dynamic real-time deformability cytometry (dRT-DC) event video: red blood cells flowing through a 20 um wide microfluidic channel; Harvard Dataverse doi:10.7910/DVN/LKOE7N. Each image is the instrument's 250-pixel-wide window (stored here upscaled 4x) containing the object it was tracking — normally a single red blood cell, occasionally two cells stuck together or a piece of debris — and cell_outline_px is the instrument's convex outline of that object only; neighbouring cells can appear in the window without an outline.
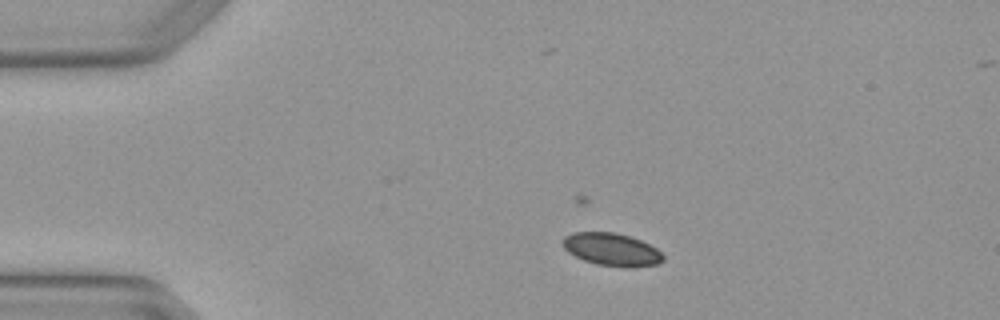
{"species": "Egyptian fruit bat (a non-hibernating species)", "species_latin": "Rousettus aegyptiacus", "temperature_condition": "warm", "stored_images_in_passage": 5, "camera_frame_rate_fps": 3000, "um_per_image_px": 0.085, "animal": {"sex": "female"}, "frame": {"image": 1, "passage_image": 3, "time_ms": 0.667, "image_size_px": [1000, 320], "cell_outline_px": [[664, 260], [656, 264], [628, 268], [596, 264], [584, 260], [568, 252], [564, 248], [564, 236], [572, 232], [612, 232], [628, 236], [640, 240], [656, 248], [664, 256]], "centroid_in_image_um": [52.0, 21.21], "position_along_channel_um": 33.0, "area_um2": 18.96}}
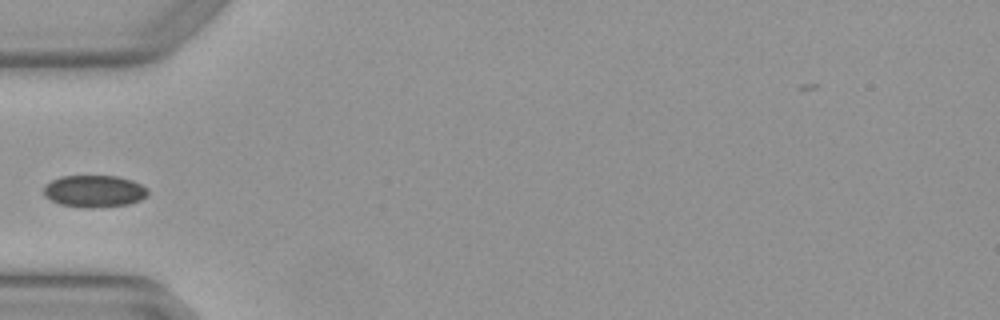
{"frame": {"image": 2, "passage_image": 5, "time_ms": 1.333, "image_size_px": [1000, 320], "cell_outline_px": [[148, 196], [140, 200], [128, 204], [96, 208], [84, 208], [60, 204], [44, 196], [44, 184], [60, 176], [116, 176], [132, 180], [148, 188]], "centroid_in_image_um": [8.01, 16.25], "position_along_channel_um": 77.0, "area_um2": 19.59}}